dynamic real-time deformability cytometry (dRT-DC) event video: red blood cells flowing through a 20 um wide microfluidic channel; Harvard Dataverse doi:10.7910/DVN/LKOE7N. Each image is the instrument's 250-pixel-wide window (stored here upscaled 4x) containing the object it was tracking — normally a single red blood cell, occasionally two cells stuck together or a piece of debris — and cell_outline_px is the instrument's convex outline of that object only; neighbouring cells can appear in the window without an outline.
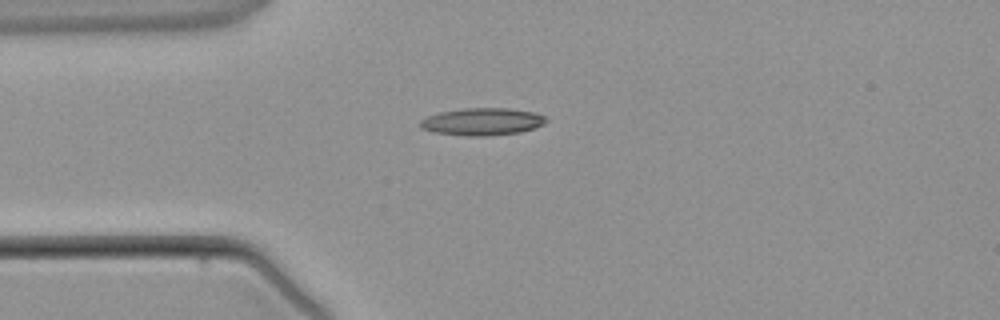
{"species": "common noctule bat (a hibernating species)", "species_latin": "Nyctalus noctula", "temperature_condition": "warm", "stored_images_in_passage": 1, "camera_frame_rate_fps": 3000, "um_per_image_px": 0.085, "animal": {"sex": "male", "body_mass_g": 21.5, "forearm_length_mm": 52.0}, "frame": {"image": 1, "passage_image": 1, "time_ms": 0.0, "image_size_px": [1000, 320], "cell_outline_px": [[548, 120], [544, 124], [536, 128], [520, 132], [488, 136], [464, 136], [432, 132], [420, 128], [416, 124], [420, 120], [428, 116], [440, 112], [464, 108], [508, 108], [532, 112], [544, 116]], "centroid_in_image_um": [40.95, 10.35], "position_along_channel_um": 44.0, "area_um2": 20.29}}